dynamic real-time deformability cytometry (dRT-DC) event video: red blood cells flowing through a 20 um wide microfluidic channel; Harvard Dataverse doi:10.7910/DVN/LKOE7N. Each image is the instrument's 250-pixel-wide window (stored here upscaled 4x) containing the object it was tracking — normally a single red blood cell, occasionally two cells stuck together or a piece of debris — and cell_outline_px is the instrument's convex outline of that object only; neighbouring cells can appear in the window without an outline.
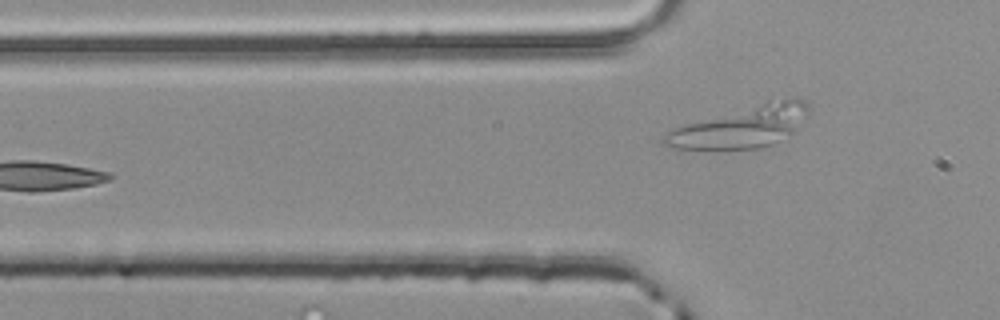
{"species": "common noctule bat (a hibernating species)", "species_latin": "Nyctalus noctula", "temperature_condition": "room temperature", "stored_images_in_passage": 5, "camera_frame_rate_fps": 3000, "um_per_image_px": 0.085, "animal": {"sex": "male", "body_mass_g": 20.4}, "frame": {"image": 1, "passage_image": 4, "time_ms": 1.0, "image_size_px": [1000, 320], "cell_outline_px": [[808, 108], [792, 132], [772, 144], [760, 148], [668, 148], [660, 144], [660, 136], [664, 132], [680, 124], [768, 100], [784, 96], [800, 96], [808, 104]], "centroid_in_image_um": [62.9, 10.73], "position_along_channel_um": 62.9, "area_um2": 35.2}}